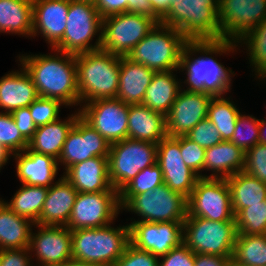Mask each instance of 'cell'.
<instances>
[{
    "label": "cell",
    "instance_id": "obj_49",
    "mask_svg": "<svg viewBox=\"0 0 266 266\" xmlns=\"http://www.w3.org/2000/svg\"><path fill=\"white\" fill-rule=\"evenodd\" d=\"M32 257L28 248L0 250V266H34Z\"/></svg>",
    "mask_w": 266,
    "mask_h": 266
},
{
    "label": "cell",
    "instance_id": "obj_47",
    "mask_svg": "<svg viewBox=\"0 0 266 266\" xmlns=\"http://www.w3.org/2000/svg\"><path fill=\"white\" fill-rule=\"evenodd\" d=\"M161 260V261H160ZM159 266H194V253L182 243L158 260Z\"/></svg>",
    "mask_w": 266,
    "mask_h": 266
},
{
    "label": "cell",
    "instance_id": "obj_6",
    "mask_svg": "<svg viewBox=\"0 0 266 266\" xmlns=\"http://www.w3.org/2000/svg\"><path fill=\"white\" fill-rule=\"evenodd\" d=\"M187 39L177 29L157 23L127 54L126 58L156 72L178 70Z\"/></svg>",
    "mask_w": 266,
    "mask_h": 266
},
{
    "label": "cell",
    "instance_id": "obj_15",
    "mask_svg": "<svg viewBox=\"0 0 266 266\" xmlns=\"http://www.w3.org/2000/svg\"><path fill=\"white\" fill-rule=\"evenodd\" d=\"M220 39L238 42L266 19V0H221Z\"/></svg>",
    "mask_w": 266,
    "mask_h": 266
},
{
    "label": "cell",
    "instance_id": "obj_38",
    "mask_svg": "<svg viewBox=\"0 0 266 266\" xmlns=\"http://www.w3.org/2000/svg\"><path fill=\"white\" fill-rule=\"evenodd\" d=\"M163 183V173L157 163L146 167L119 191L120 206L133 195L150 192Z\"/></svg>",
    "mask_w": 266,
    "mask_h": 266
},
{
    "label": "cell",
    "instance_id": "obj_2",
    "mask_svg": "<svg viewBox=\"0 0 266 266\" xmlns=\"http://www.w3.org/2000/svg\"><path fill=\"white\" fill-rule=\"evenodd\" d=\"M52 51L57 54L19 55V65L30 75L40 97L60 100L65 107L80 105L75 55Z\"/></svg>",
    "mask_w": 266,
    "mask_h": 266
},
{
    "label": "cell",
    "instance_id": "obj_35",
    "mask_svg": "<svg viewBox=\"0 0 266 266\" xmlns=\"http://www.w3.org/2000/svg\"><path fill=\"white\" fill-rule=\"evenodd\" d=\"M231 262L236 266H266V234H238Z\"/></svg>",
    "mask_w": 266,
    "mask_h": 266
},
{
    "label": "cell",
    "instance_id": "obj_52",
    "mask_svg": "<svg viewBox=\"0 0 266 266\" xmlns=\"http://www.w3.org/2000/svg\"><path fill=\"white\" fill-rule=\"evenodd\" d=\"M232 257L194 253V266H228Z\"/></svg>",
    "mask_w": 266,
    "mask_h": 266
},
{
    "label": "cell",
    "instance_id": "obj_54",
    "mask_svg": "<svg viewBox=\"0 0 266 266\" xmlns=\"http://www.w3.org/2000/svg\"><path fill=\"white\" fill-rule=\"evenodd\" d=\"M13 156V153L9 151L5 146L0 145V170L8 163L9 158Z\"/></svg>",
    "mask_w": 266,
    "mask_h": 266
},
{
    "label": "cell",
    "instance_id": "obj_33",
    "mask_svg": "<svg viewBox=\"0 0 266 266\" xmlns=\"http://www.w3.org/2000/svg\"><path fill=\"white\" fill-rule=\"evenodd\" d=\"M33 2L29 0H0V33L32 35Z\"/></svg>",
    "mask_w": 266,
    "mask_h": 266
},
{
    "label": "cell",
    "instance_id": "obj_53",
    "mask_svg": "<svg viewBox=\"0 0 266 266\" xmlns=\"http://www.w3.org/2000/svg\"><path fill=\"white\" fill-rule=\"evenodd\" d=\"M173 0H150L153 11L162 19L171 7Z\"/></svg>",
    "mask_w": 266,
    "mask_h": 266
},
{
    "label": "cell",
    "instance_id": "obj_39",
    "mask_svg": "<svg viewBox=\"0 0 266 266\" xmlns=\"http://www.w3.org/2000/svg\"><path fill=\"white\" fill-rule=\"evenodd\" d=\"M238 234H266V199L262 203L243 208L236 216Z\"/></svg>",
    "mask_w": 266,
    "mask_h": 266
},
{
    "label": "cell",
    "instance_id": "obj_25",
    "mask_svg": "<svg viewBox=\"0 0 266 266\" xmlns=\"http://www.w3.org/2000/svg\"><path fill=\"white\" fill-rule=\"evenodd\" d=\"M156 71L120 57L117 99L128 105L142 104L147 87Z\"/></svg>",
    "mask_w": 266,
    "mask_h": 266
},
{
    "label": "cell",
    "instance_id": "obj_23",
    "mask_svg": "<svg viewBox=\"0 0 266 266\" xmlns=\"http://www.w3.org/2000/svg\"><path fill=\"white\" fill-rule=\"evenodd\" d=\"M16 176L22 184L50 187L58 173L59 163L50 155L38 154L28 148L13 154Z\"/></svg>",
    "mask_w": 266,
    "mask_h": 266
},
{
    "label": "cell",
    "instance_id": "obj_7",
    "mask_svg": "<svg viewBox=\"0 0 266 266\" xmlns=\"http://www.w3.org/2000/svg\"><path fill=\"white\" fill-rule=\"evenodd\" d=\"M96 34L98 36L97 41L92 45L90 42ZM101 42L102 17L94 3L69 0L67 22L63 38L52 49L77 55L99 50Z\"/></svg>",
    "mask_w": 266,
    "mask_h": 266
},
{
    "label": "cell",
    "instance_id": "obj_58",
    "mask_svg": "<svg viewBox=\"0 0 266 266\" xmlns=\"http://www.w3.org/2000/svg\"><path fill=\"white\" fill-rule=\"evenodd\" d=\"M78 1H88L94 3L96 0H78Z\"/></svg>",
    "mask_w": 266,
    "mask_h": 266
},
{
    "label": "cell",
    "instance_id": "obj_44",
    "mask_svg": "<svg viewBox=\"0 0 266 266\" xmlns=\"http://www.w3.org/2000/svg\"><path fill=\"white\" fill-rule=\"evenodd\" d=\"M243 171L266 183V144L258 143L245 152Z\"/></svg>",
    "mask_w": 266,
    "mask_h": 266
},
{
    "label": "cell",
    "instance_id": "obj_42",
    "mask_svg": "<svg viewBox=\"0 0 266 266\" xmlns=\"http://www.w3.org/2000/svg\"><path fill=\"white\" fill-rule=\"evenodd\" d=\"M63 105L60 100L39 96L29 105L35 125L39 127L58 120L60 107Z\"/></svg>",
    "mask_w": 266,
    "mask_h": 266
},
{
    "label": "cell",
    "instance_id": "obj_51",
    "mask_svg": "<svg viewBox=\"0 0 266 266\" xmlns=\"http://www.w3.org/2000/svg\"><path fill=\"white\" fill-rule=\"evenodd\" d=\"M128 13L149 16L161 23V18L153 11L150 0H128Z\"/></svg>",
    "mask_w": 266,
    "mask_h": 266
},
{
    "label": "cell",
    "instance_id": "obj_22",
    "mask_svg": "<svg viewBox=\"0 0 266 266\" xmlns=\"http://www.w3.org/2000/svg\"><path fill=\"white\" fill-rule=\"evenodd\" d=\"M62 175L78 192H118L109 179L108 157H92L70 166Z\"/></svg>",
    "mask_w": 266,
    "mask_h": 266
},
{
    "label": "cell",
    "instance_id": "obj_40",
    "mask_svg": "<svg viewBox=\"0 0 266 266\" xmlns=\"http://www.w3.org/2000/svg\"><path fill=\"white\" fill-rule=\"evenodd\" d=\"M244 152L259 143V119L252 115L239 114L235 131L230 140Z\"/></svg>",
    "mask_w": 266,
    "mask_h": 266
},
{
    "label": "cell",
    "instance_id": "obj_17",
    "mask_svg": "<svg viewBox=\"0 0 266 266\" xmlns=\"http://www.w3.org/2000/svg\"><path fill=\"white\" fill-rule=\"evenodd\" d=\"M111 144L79 116L67 134L58 163L65 171L92 157H108Z\"/></svg>",
    "mask_w": 266,
    "mask_h": 266
},
{
    "label": "cell",
    "instance_id": "obj_9",
    "mask_svg": "<svg viewBox=\"0 0 266 266\" xmlns=\"http://www.w3.org/2000/svg\"><path fill=\"white\" fill-rule=\"evenodd\" d=\"M157 163V144L125 138L111 144L108 154L109 179L120 191L140 171Z\"/></svg>",
    "mask_w": 266,
    "mask_h": 266
},
{
    "label": "cell",
    "instance_id": "obj_4",
    "mask_svg": "<svg viewBox=\"0 0 266 266\" xmlns=\"http://www.w3.org/2000/svg\"><path fill=\"white\" fill-rule=\"evenodd\" d=\"M71 240L73 259L114 266L130 243L129 225L73 230Z\"/></svg>",
    "mask_w": 266,
    "mask_h": 266
},
{
    "label": "cell",
    "instance_id": "obj_27",
    "mask_svg": "<svg viewBox=\"0 0 266 266\" xmlns=\"http://www.w3.org/2000/svg\"><path fill=\"white\" fill-rule=\"evenodd\" d=\"M166 135V121L162 113L143 104L129 105L128 138L158 144Z\"/></svg>",
    "mask_w": 266,
    "mask_h": 266
},
{
    "label": "cell",
    "instance_id": "obj_31",
    "mask_svg": "<svg viewBox=\"0 0 266 266\" xmlns=\"http://www.w3.org/2000/svg\"><path fill=\"white\" fill-rule=\"evenodd\" d=\"M34 223L17 215L0 199V250L28 248Z\"/></svg>",
    "mask_w": 266,
    "mask_h": 266
},
{
    "label": "cell",
    "instance_id": "obj_36",
    "mask_svg": "<svg viewBox=\"0 0 266 266\" xmlns=\"http://www.w3.org/2000/svg\"><path fill=\"white\" fill-rule=\"evenodd\" d=\"M230 98L224 96L212 97L208 106L207 118L218 129L223 141H230L235 131L239 109Z\"/></svg>",
    "mask_w": 266,
    "mask_h": 266
},
{
    "label": "cell",
    "instance_id": "obj_3",
    "mask_svg": "<svg viewBox=\"0 0 266 266\" xmlns=\"http://www.w3.org/2000/svg\"><path fill=\"white\" fill-rule=\"evenodd\" d=\"M78 93L81 103L116 98L120 56L101 49L75 55Z\"/></svg>",
    "mask_w": 266,
    "mask_h": 266
},
{
    "label": "cell",
    "instance_id": "obj_48",
    "mask_svg": "<svg viewBox=\"0 0 266 266\" xmlns=\"http://www.w3.org/2000/svg\"><path fill=\"white\" fill-rule=\"evenodd\" d=\"M11 116L13 117L17 128L21 135L29 141L35 133L37 126L35 125L32 115L28 107H23L12 111Z\"/></svg>",
    "mask_w": 266,
    "mask_h": 266
},
{
    "label": "cell",
    "instance_id": "obj_56",
    "mask_svg": "<svg viewBox=\"0 0 266 266\" xmlns=\"http://www.w3.org/2000/svg\"><path fill=\"white\" fill-rule=\"evenodd\" d=\"M61 266H102V265L94 264V263H87V262H83V261H79V260L71 258L70 260H68Z\"/></svg>",
    "mask_w": 266,
    "mask_h": 266
},
{
    "label": "cell",
    "instance_id": "obj_12",
    "mask_svg": "<svg viewBox=\"0 0 266 266\" xmlns=\"http://www.w3.org/2000/svg\"><path fill=\"white\" fill-rule=\"evenodd\" d=\"M187 202V217L236 221L231 191L225 178H199Z\"/></svg>",
    "mask_w": 266,
    "mask_h": 266
},
{
    "label": "cell",
    "instance_id": "obj_16",
    "mask_svg": "<svg viewBox=\"0 0 266 266\" xmlns=\"http://www.w3.org/2000/svg\"><path fill=\"white\" fill-rule=\"evenodd\" d=\"M183 223L145 222L134 220L129 224L130 244L148 251L157 258L183 243Z\"/></svg>",
    "mask_w": 266,
    "mask_h": 266
},
{
    "label": "cell",
    "instance_id": "obj_37",
    "mask_svg": "<svg viewBox=\"0 0 266 266\" xmlns=\"http://www.w3.org/2000/svg\"><path fill=\"white\" fill-rule=\"evenodd\" d=\"M239 43L246 44L250 66L254 67L253 71L259 78L266 71V19L251 29L238 41Z\"/></svg>",
    "mask_w": 266,
    "mask_h": 266
},
{
    "label": "cell",
    "instance_id": "obj_10",
    "mask_svg": "<svg viewBox=\"0 0 266 266\" xmlns=\"http://www.w3.org/2000/svg\"><path fill=\"white\" fill-rule=\"evenodd\" d=\"M187 198L172 191L164 183L147 193H140L130 197L122 206L128 212H134L145 222L183 223L187 217Z\"/></svg>",
    "mask_w": 266,
    "mask_h": 266
},
{
    "label": "cell",
    "instance_id": "obj_46",
    "mask_svg": "<svg viewBox=\"0 0 266 266\" xmlns=\"http://www.w3.org/2000/svg\"><path fill=\"white\" fill-rule=\"evenodd\" d=\"M158 260L159 258L150 252L140 250L129 243L114 266H159Z\"/></svg>",
    "mask_w": 266,
    "mask_h": 266
},
{
    "label": "cell",
    "instance_id": "obj_50",
    "mask_svg": "<svg viewBox=\"0 0 266 266\" xmlns=\"http://www.w3.org/2000/svg\"><path fill=\"white\" fill-rule=\"evenodd\" d=\"M94 5L102 19L128 12V0H96Z\"/></svg>",
    "mask_w": 266,
    "mask_h": 266
},
{
    "label": "cell",
    "instance_id": "obj_43",
    "mask_svg": "<svg viewBox=\"0 0 266 266\" xmlns=\"http://www.w3.org/2000/svg\"><path fill=\"white\" fill-rule=\"evenodd\" d=\"M180 152L184 163L193 170L200 178H208L202 175L204 171L205 148L189 139L186 135L180 136Z\"/></svg>",
    "mask_w": 266,
    "mask_h": 266
},
{
    "label": "cell",
    "instance_id": "obj_14",
    "mask_svg": "<svg viewBox=\"0 0 266 266\" xmlns=\"http://www.w3.org/2000/svg\"><path fill=\"white\" fill-rule=\"evenodd\" d=\"M79 111L80 116L110 144L128 138L129 105L119 99L89 101Z\"/></svg>",
    "mask_w": 266,
    "mask_h": 266
},
{
    "label": "cell",
    "instance_id": "obj_57",
    "mask_svg": "<svg viewBox=\"0 0 266 266\" xmlns=\"http://www.w3.org/2000/svg\"><path fill=\"white\" fill-rule=\"evenodd\" d=\"M261 78L262 80H266V71L259 77L260 81H261Z\"/></svg>",
    "mask_w": 266,
    "mask_h": 266
},
{
    "label": "cell",
    "instance_id": "obj_11",
    "mask_svg": "<svg viewBox=\"0 0 266 266\" xmlns=\"http://www.w3.org/2000/svg\"><path fill=\"white\" fill-rule=\"evenodd\" d=\"M157 24L145 15L120 13L102 19L100 49L120 57H126Z\"/></svg>",
    "mask_w": 266,
    "mask_h": 266
},
{
    "label": "cell",
    "instance_id": "obj_21",
    "mask_svg": "<svg viewBox=\"0 0 266 266\" xmlns=\"http://www.w3.org/2000/svg\"><path fill=\"white\" fill-rule=\"evenodd\" d=\"M68 9L69 0H35L31 36L41 33L53 48L63 38Z\"/></svg>",
    "mask_w": 266,
    "mask_h": 266
},
{
    "label": "cell",
    "instance_id": "obj_19",
    "mask_svg": "<svg viewBox=\"0 0 266 266\" xmlns=\"http://www.w3.org/2000/svg\"><path fill=\"white\" fill-rule=\"evenodd\" d=\"M29 251L37 257L36 266H61L72 258L71 230L67 226L34 224Z\"/></svg>",
    "mask_w": 266,
    "mask_h": 266
},
{
    "label": "cell",
    "instance_id": "obj_32",
    "mask_svg": "<svg viewBox=\"0 0 266 266\" xmlns=\"http://www.w3.org/2000/svg\"><path fill=\"white\" fill-rule=\"evenodd\" d=\"M231 191V205L234 216L243 208L262 203L266 199V183L240 171L226 178Z\"/></svg>",
    "mask_w": 266,
    "mask_h": 266
},
{
    "label": "cell",
    "instance_id": "obj_28",
    "mask_svg": "<svg viewBox=\"0 0 266 266\" xmlns=\"http://www.w3.org/2000/svg\"><path fill=\"white\" fill-rule=\"evenodd\" d=\"M80 116V111L71 114L67 119H58L37 127L33 137L28 141V149L38 153L50 155L58 160L63 144L70 129L73 127L76 119Z\"/></svg>",
    "mask_w": 266,
    "mask_h": 266
},
{
    "label": "cell",
    "instance_id": "obj_41",
    "mask_svg": "<svg viewBox=\"0 0 266 266\" xmlns=\"http://www.w3.org/2000/svg\"><path fill=\"white\" fill-rule=\"evenodd\" d=\"M0 145L13 154L28 147V141L21 135L11 114L3 110L0 112Z\"/></svg>",
    "mask_w": 266,
    "mask_h": 266
},
{
    "label": "cell",
    "instance_id": "obj_55",
    "mask_svg": "<svg viewBox=\"0 0 266 266\" xmlns=\"http://www.w3.org/2000/svg\"><path fill=\"white\" fill-rule=\"evenodd\" d=\"M259 143L266 144V120L259 119Z\"/></svg>",
    "mask_w": 266,
    "mask_h": 266
},
{
    "label": "cell",
    "instance_id": "obj_20",
    "mask_svg": "<svg viewBox=\"0 0 266 266\" xmlns=\"http://www.w3.org/2000/svg\"><path fill=\"white\" fill-rule=\"evenodd\" d=\"M210 94L182 90L165 116L167 136L187 135L201 120L207 118Z\"/></svg>",
    "mask_w": 266,
    "mask_h": 266
},
{
    "label": "cell",
    "instance_id": "obj_8",
    "mask_svg": "<svg viewBox=\"0 0 266 266\" xmlns=\"http://www.w3.org/2000/svg\"><path fill=\"white\" fill-rule=\"evenodd\" d=\"M183 235V243L193 253L232 257L238 232L236 221L186 217Z\"/></svg>",
    "mask_w": 266,
    "mask_h": 266
},
{
    "label": "cell",
    "instance_id": "obj_24",
    "mask_svg": "<svg viewBox=\"0 0 266 266\" xmlns=\"http://www.w3.org/2000/svg\"><path fill=\"white\" fill-rule=\"evenodd\" d=\"M78 191L63 176L49 187L39 220L35 224L66 226Z\"/></svg>",
    "mask_w": 266,
    "mask_h": 266
},
{
    "label": "cell",
    "instance_id": "obj_13",
    "mask_svg": "<svg viewBox=\"0 0 266 266\" xmlns=\"http://www.w3.org/2000/svg\"><path fill=\"white\" fill-rule=\"evenodd\" d=\"M119 209V192H78L66 226L71 231L105 227L113 224Z\"/></svg>",
    "mask_w": 266,
    "mask_h": 266
},
{
    "label": "cell",
    "instance_id": "obj_34",
    "mask_svg": "<svg viewBox=\"0 0 266 266\" xmlns=\"http://www.w3.org/2000/svg\"><path fill=\"white\" fill-rule=\"evenodd\" d=\"M48 190L45 186L22 184L11 201H2L17 215L28 218L35 224L39 220Z\"/></svg>",
    "mask_w": 266,
    "mask_h": 266
},
{
    "label": "cell",
    "instance_id": "obj_59",
    "mask_svg": "<svg viewBox=\"0 0 266 266\" xmlns=\"http://www.w3.org/2000/svg\"><path fill=\"white\" fill-rule=\"evenodd\" d=\"M228 266H236V265H234V264L231 262Z\"/></svg>",
    "mask_w": 266,
    "mask_h": 266
},
{
    "label": "cell",
    "instance_id": "obj_30",
    "mask_svg": "<svg viewBox=\"0 0 266 266\" xmlns=\"http://www.w3.org/2000/svg\"><path fill=\"white\" fill-rule=\"evenodd\" d=\"M171 71L155 72L151 83L146 89L142 104L153 111L162 113L166 116L179 92L183 82H179L176 75Z\"/></svg>",
    "mask_w": 266,
    "mask_h": 266
},
{
    "label": "cell",
    "instance_id": "obj_29",
    "mask_svg": "<svg viewBox=\"0 0 266 266\" xmlns=\"http://www.w3.org/2000/svg\"><path fill=\"white\" fill-rule=\"evenodd\" d=\"M245 152L230 141H222L205 149L204 170L212 173L208 178H228L243 171Z\"/></svg>",
    "mask_w": 266,
    "mask_h": 266
},
{
    "label": "cell",
    "instance_id": "obj_5",
    "mask_svg": "<svg viewBox=\"0 0 266 266\" xmlns=\"http://www.w3.org/2000/svg\"><path fill=\"white\" fill-rule=\"evenodd\" d=\"M216 0H173L161 23L182 33L187 40L220 39Z\"/></svg>",
    "mask_w": 266,
    "mask_h": 266
},
{
    "label": "cell",
    "instance_id": "obj_26",
    "mask_svg": "<svg viewBox=\"0 0 266 266\" xmlns=\"http://www.w3.org/2000/svg\"><path fill=\"white\" fill-rule=\"evenodd\" d=\"M39 97L37 88L22 66L20 71H11L0 79V108L6 113L28 107Z\"/></svg>",
    "mask_w": 266,
    "mask_h": 266
},
{
    "label": "cell",
    "instance_id": "obj_18",
    "mask_svg": "<svg viewBox=\"0 0 266 266\" xmlns=\"http://www.w3.org/2000/svg\"><path fill=\"white\" fill-rule=\"evenodd\" d=\"M157 164L162 170L164 184L188 199L200 177L184 163L180 136L166 135L157 144Z\"/></svg>",
    "mask_w": 266,
    "mask_h": 266
},
{
    "label": "cell",
    "instance_id": "obj_45",
    "mask_svg": "<svg viewBox=\"0 0 266 266\" xmlns=\"http://www.w3.org/2000/svg\"><path fill=\"white\" fill-rule=\"evenodd\" d=\"M186 136L205 149L223 141L218 129L208 118L201 120Z\"/></svg>",
    "mask_w": 266,
    "mask_h": 266
},
{
    "label": "cell",
    "instance_id": "obj_1",
    "mask_svg": "<svg viewBox=\"0 0 266 266\" xmlns=\"http://www.w3.org/2000/svg\"><path fill=\"white\" fill-rule=\"evenodd\" d=\"M238 42L218 40H187L180 54L178 70L185 71L187 78L184 80L188 92L207 93L213 97L224 96L231 90V78L234 72L224 67L212 55L234 52ZM199 54V57H192ZM211 55V56H210Z\"/></svg>",
    "mask_w": 266,
    "mask_h": 266
}]
</instances>
